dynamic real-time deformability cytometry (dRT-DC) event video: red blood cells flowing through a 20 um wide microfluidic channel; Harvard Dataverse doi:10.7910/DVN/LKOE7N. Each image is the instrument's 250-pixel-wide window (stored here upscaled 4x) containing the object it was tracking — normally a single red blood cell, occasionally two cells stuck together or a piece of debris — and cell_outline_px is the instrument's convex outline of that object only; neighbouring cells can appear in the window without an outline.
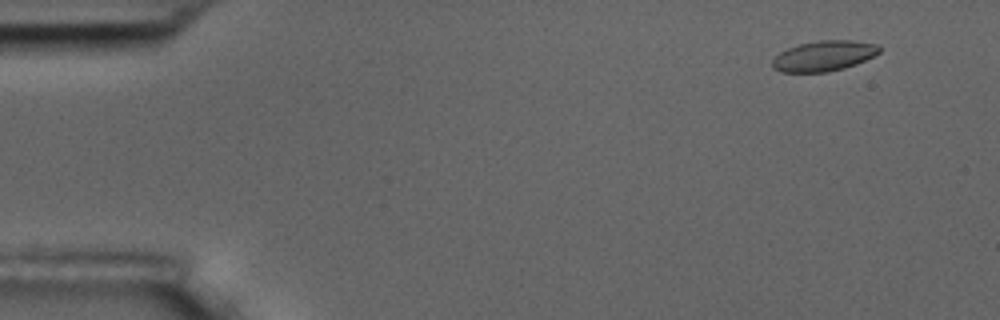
{"species": "common noctule bat (a hibernating species)", "species_latin": "Nyctalus noctula", "temperature_condition": "room temperature", "stored_images_in_passage": 6, "camera_frame_rate_fps": 3000, "um_per_image_px": 0.085, "animal": {"sex": "male", "body_mass_g": 17.5, "forearm_length_mm": 52.3}, "frame": {"image": 1, "passage_image": 2, "time_ms": 1.333, "image_size_px": [1000, 320], "cell_outline_px": [[880, 52], [856, 64], [844, 68], [828, 72], [780, 72], [772, 68], [772, 60], [780, 52], [788, 48], [800, 44], [820, 40], [856, 40], [876, 44], [880, 48]], "centroid_in_image_um": [70.01, 4.75], "position_along_channel_um": 15.0, "area_um2": 18.9}}
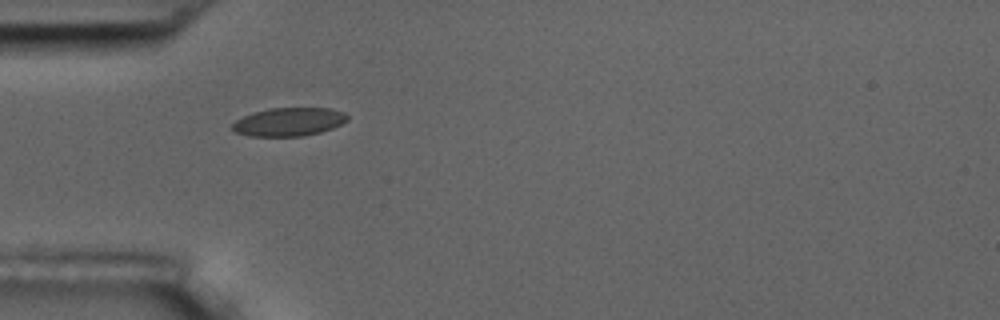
{"frame": {"image": 2, "passage_image": 5, "time_ms": 5.667, "image_size_px": [1000, 320], "cell_outline_px": [[348, 120], [332, 128], [320, 132], [304, 136], [248, 136], [236, 132], [228, 128], [236, 120], [252, 112], [268, 108], [332, 108], [344, 112], [348, 116]], "centroid_in_image_um": [24.53, 10.35], "position_along_channel_um": 60.5, "area_um2": 19.19}}